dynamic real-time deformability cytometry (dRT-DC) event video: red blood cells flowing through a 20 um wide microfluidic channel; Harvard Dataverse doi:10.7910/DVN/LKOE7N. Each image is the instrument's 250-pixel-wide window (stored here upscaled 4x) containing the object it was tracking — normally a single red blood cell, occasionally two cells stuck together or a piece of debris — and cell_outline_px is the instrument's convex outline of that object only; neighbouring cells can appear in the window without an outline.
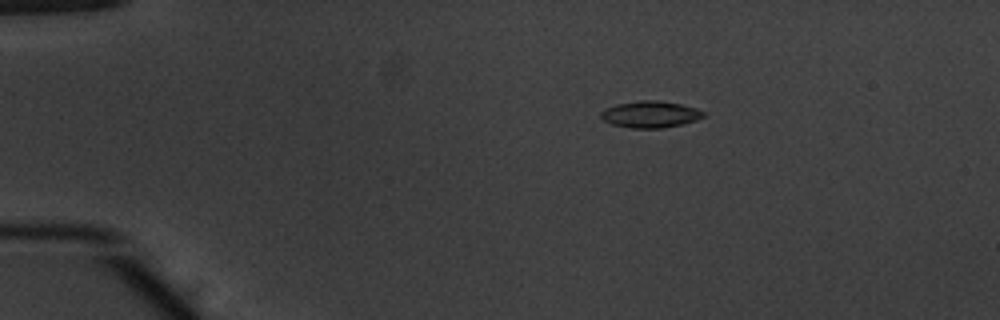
{"species": "common noctule bat (a hibernating species)", "species_latin": "Nyctalus noctula", "temperature_condition": "warm", "stored_images_in_passage": 44, "camera_frame_rate_fps": 3000, "um_per_image_px": 0.085, "animal": {"sex": "male", "body_mass_g": 20.1, "forearm_length_mm": 53.5}, "frame": {"image": 1, "passage_image": 1, "time_ms": 0.0, "image_size_px": [1000, 320], "cell_outline_px": [[708, 116], [696, 120], [680, 124], [660, 128], [632, 128], [612, 124], [604, 120], [600, 116], [600, 112], [604, 108], [616, 104], [640, 100], [656, 100], [680, 104], [696, 108], [708, 112]], "centroid_in_image_um": [55.3, 9.71], "position_along_channel_um": 29.7, "area_um2": 16.01}}
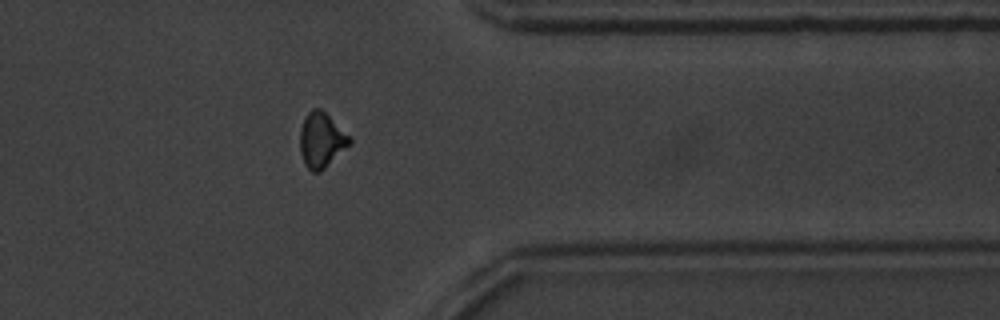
{"frame": {"image": 2, "passage_image": 34, "time_ms": 11.0, "image_size_px": [1000, 320], "cell_outline_px": [[352, 144], [320, 172], [312, 172], [304, 164], [300, 152], [300, 128], [308, 112], [312, 108], [320, 108], [352, 136]], "centroid_in_image_um": [27.35, 11.91], "position_along_channel_um": 384.0, "area_um2": 16.18}}
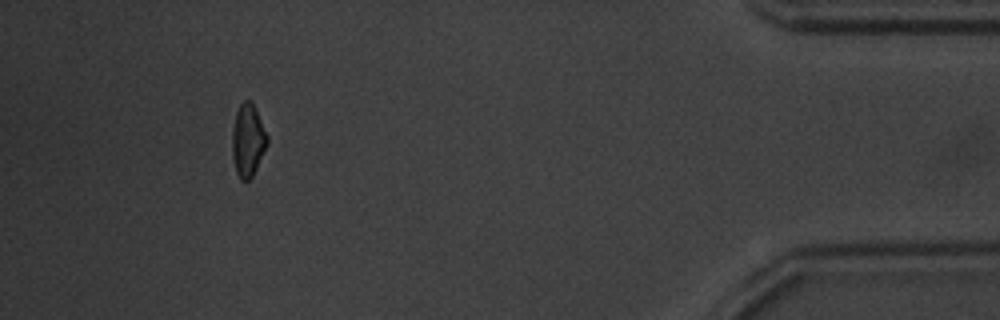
{"frame": {"image": 3, "passage_image": 40, "time_ms": 13.0, "image_size_px": [1000, 320], "cell_outline_px": [[268, 144], [252, 176], [248, 180], [240, 180], [236, 172], [232, 156], [232, 128], [236, 112], [240, 104], [244, 100], [252, 100], [268, 136]], "centroid_in_image_um": [21.06, 11.9], "position_along_channel_um": 414.1, "area_um2": 14.91}, "authors_computed_cell_mechanics": {"area_um2": 15.5482, "velocity_mm_per_s": 3.8975, "shape_relaxation_time_tau1_ms": 3.3947, "shape_relaxation_time_tau2_ms": 3.3898, "deformation_change_tau1": 0.1176, "deformation_change_tau2": 0.1026}}